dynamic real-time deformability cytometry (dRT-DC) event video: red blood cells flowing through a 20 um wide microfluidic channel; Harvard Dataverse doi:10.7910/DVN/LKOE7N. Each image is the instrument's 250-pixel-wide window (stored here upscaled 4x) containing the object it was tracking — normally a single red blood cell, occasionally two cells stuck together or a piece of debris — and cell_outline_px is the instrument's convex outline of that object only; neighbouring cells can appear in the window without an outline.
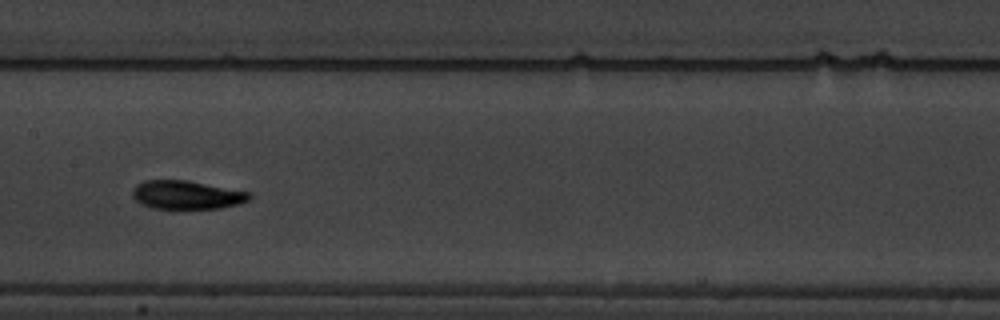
{"species": "common noctule bat (a hibernating species)", "species_latin": "Nyctalus noctula", "temperature_condition": "warm", "stored_images_in_passage": 15, "camera_frame_rate_fps": 3000, "um_per_image_px": 0.085, "animal": {"sex": "male", "body_mass_g": 19.5, "forearm_length_mm": 54.6}, "frame": {"image": 1, "passage_image": 7, "time_ms": 7.0, "image_size_px": [1000, 320], "cell_outline_px": [[252, 196], [248, 200], [240, 204], [220, 208], [152, 208], [140, 204], [132, 196], [132, 188], [136, 184], [144, 180], [188, 180], [252, 192]], "centroid_in_image_um": [15.87, 16.55], "position_along_channel_um": 191.5, "area_um2": 19.65}}
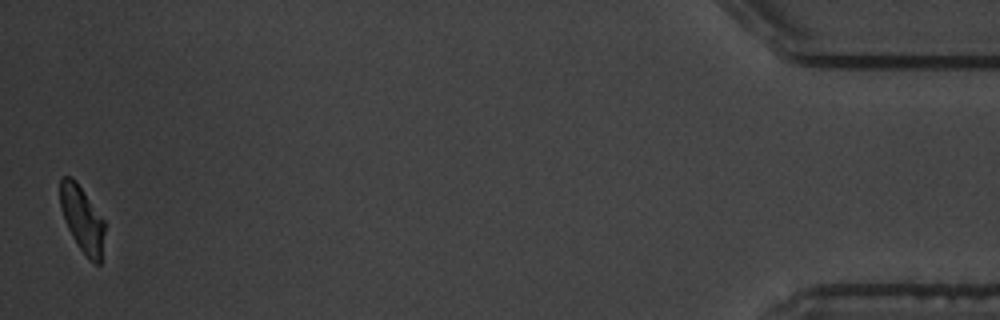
{"frame": {"image": 2, "passage_image": 15, "time_ms": 16.333, "image_size_px": [1000, 320], "cell_outline_px": [[104, 232], [100, 264], [96, 264], [80, 248], [72, 236], [68, 228], [60, 208], [60, 176], [72, 176], [76, 180], [104, 220]], "centroid_in_image_um": [6.96, 18.55], "position_along_channel_um": 428.2, "area_um2": 16.82}, "authors_computed_cell_mechanics": {"area_um2": 19.0162, "velocity_mm_per_s": 3.4386, "shape_relaxation_time_tau1_ms": 3.3208, "shape_relaxation_time_tau2_ms": 2.8663, "deformation_change_tau1": 0.147, "deformation_change_tau2": 0.0825}}